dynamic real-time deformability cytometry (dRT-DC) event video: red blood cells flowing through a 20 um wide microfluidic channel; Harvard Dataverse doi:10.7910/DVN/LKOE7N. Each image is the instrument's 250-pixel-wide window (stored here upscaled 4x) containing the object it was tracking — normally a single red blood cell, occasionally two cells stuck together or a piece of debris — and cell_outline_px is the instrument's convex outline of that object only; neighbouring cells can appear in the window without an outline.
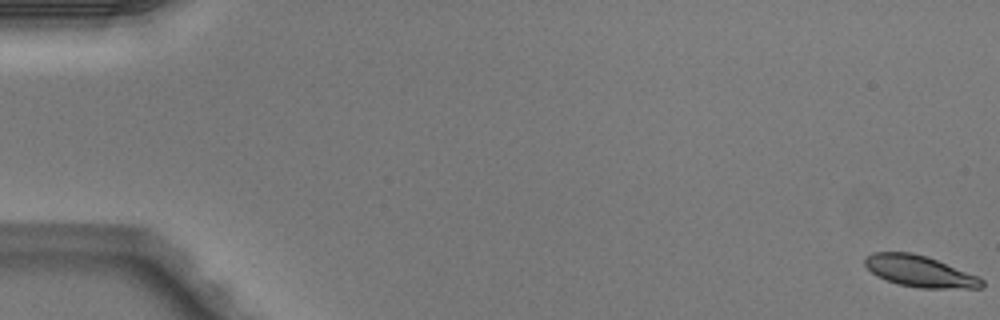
{"species": "Egyptian fruit bat (a non-hibernating species)", "species_latin": "Rousettus aegyptiacus", "temperature_condition": "warm", "stored_images_in_passage": 6, "segment_of_instrument_passage": [1, 2], "camera_frame_rate_fps": 3000, "um_per_image_px": 0.085, "animal": {"sex": "male"}, "frame": {"image": 1, "passage_image": 1, "time_ms": 0.0, "image_size_px": [1000, 320], "cell_outline_px": [[984, 288], [920, 288], [896, 284], [876, 276], [864, 264], [864, 260], [872, 252], [912, 252], [928, 256], [976, 276], [984, 280]], "centroid_in_image_um": [78.16, 23.06], "position_along_channel_um": 6.8, "area_um2": 21.33}}
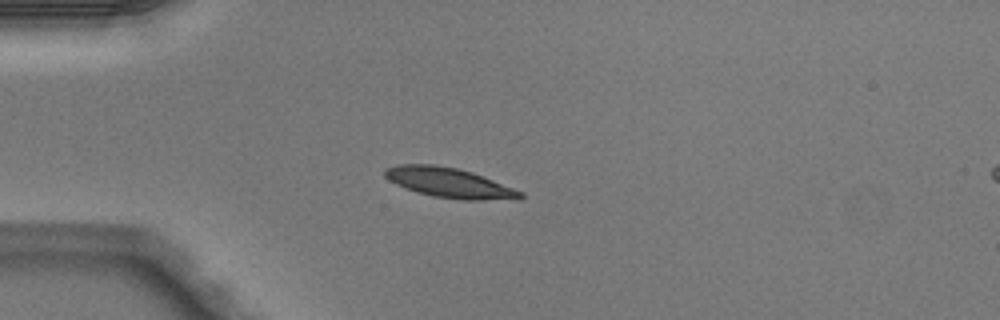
{"frame": {"image": 2, "passage_image": 5, "time_ms": 1.333, "image_size_px": [1000, 320], "cell_outline_px": [[524, 196], [520, 200], [460, 200], [432, 196], [416, 192], [404, 188], [388, 180], [384, 176], [384, 168], [400, 164], [432, 164], [456, 168], [472, 172], [524, 192]], "centroid_in_image_um": [38.21, 15.55], "position_along_channel_um": 46.8, "area_um2": 23.87}}